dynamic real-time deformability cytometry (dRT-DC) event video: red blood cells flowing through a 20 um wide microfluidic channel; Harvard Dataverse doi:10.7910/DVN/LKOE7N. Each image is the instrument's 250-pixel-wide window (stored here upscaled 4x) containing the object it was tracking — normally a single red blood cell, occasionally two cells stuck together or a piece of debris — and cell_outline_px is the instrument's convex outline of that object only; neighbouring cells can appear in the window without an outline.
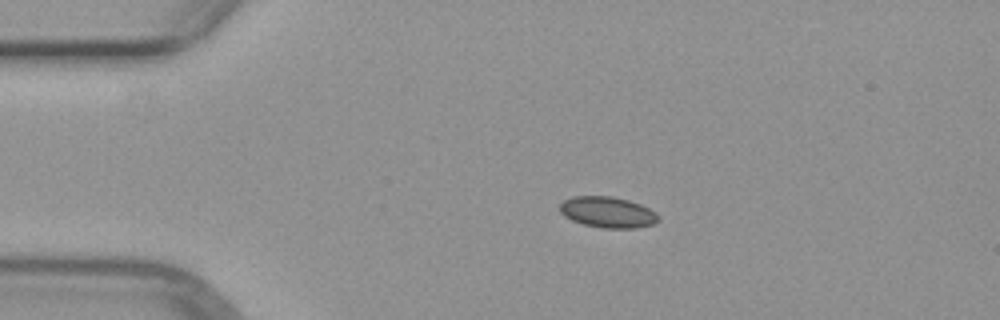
{"species": "common noctule bat (a hibernating species)", "species_latin": "Nyctalus noctula", "temperature_condition": "warm", "stored_images_in_passage": 3, "camera_frame_rate_fps": 3000, "um_per_image_px": 0.085, "animal": {"sex": "female", "body_mass_g": 29.2, "forearm_length_mm": 56.3}, "frame": {"image": 1, "passage_image": 2, "time_ms": 1.333, "image_size_px": [1000, 320], "cell_outline_px": [[660, 220], [652, 224], [636, 228], [604, 228], [584, 224], [572, 220], [564, 216], [560, 212], [560, 204], [564, 200], [572, 196], [612, 196], [628, 200], [640, 204], [656, 212], [660, 216]], "centroid_in_image_um": [51.66, 18.03], "position_along_channel_um": 33.3, "area_um2": 17.8}}